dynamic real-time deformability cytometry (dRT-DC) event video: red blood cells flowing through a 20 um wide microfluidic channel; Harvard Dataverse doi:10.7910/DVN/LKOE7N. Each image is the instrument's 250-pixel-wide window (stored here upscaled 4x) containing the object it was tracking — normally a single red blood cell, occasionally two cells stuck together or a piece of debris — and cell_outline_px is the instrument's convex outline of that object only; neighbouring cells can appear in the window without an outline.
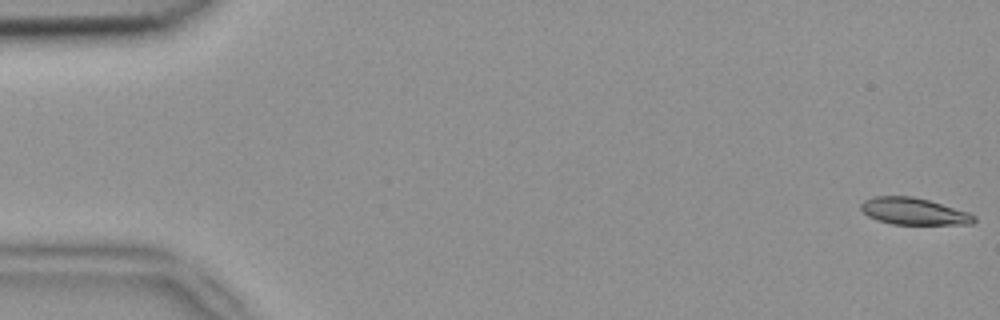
{"species": "common noctule bat (a hibernating species)", "species_latin": "Nyctalus noctula", "temperature_condition": "room temperature", "stored_images_in_passage": 4, "camera_frame_rate_fps": 3000, "um_per_image_px": 0.085, "animal": {"sex": "female", "body_mass_g": 18.4}, "frame": {"image": 1, "passage_image": 1, "time_ms": 0.0, "image_size_px": [1000, 320], "cell_outline_px": [[976, 220], [972, 224], [892, 224], [876, 220], [868, 216], [860, 208], [860, 204], [864, 200], [876, 196], [912, 196], [928, 200], [968, 212], [976, 216]], "centroid_in_image_um": [77.65, 17.96], "position_along_channel_um": 7.3, "area_um2": 17.63}}
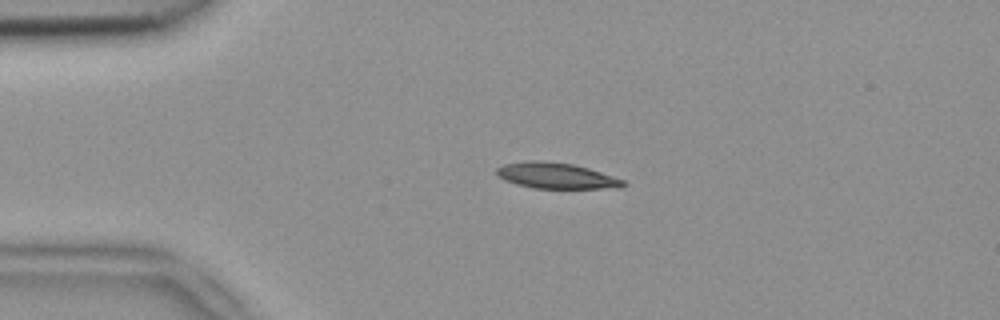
{"frame": {"image": 2, "passage_image": 3, "time_ms": 0.667, "image_size_px": [1000, 320], "cell_outline_px": [[628, 184], [620, 188], [532, 188], [516, 184], [504, 180], [496, 176], [496, 168], [504, 164], [524, 160], [544, 160], [572, 164], [588, 168], [624, 180]], "centroid_in_image_um": [47.23, 14.93], "position_along_channel_um": 37.8, "area_um2": 19.25}}